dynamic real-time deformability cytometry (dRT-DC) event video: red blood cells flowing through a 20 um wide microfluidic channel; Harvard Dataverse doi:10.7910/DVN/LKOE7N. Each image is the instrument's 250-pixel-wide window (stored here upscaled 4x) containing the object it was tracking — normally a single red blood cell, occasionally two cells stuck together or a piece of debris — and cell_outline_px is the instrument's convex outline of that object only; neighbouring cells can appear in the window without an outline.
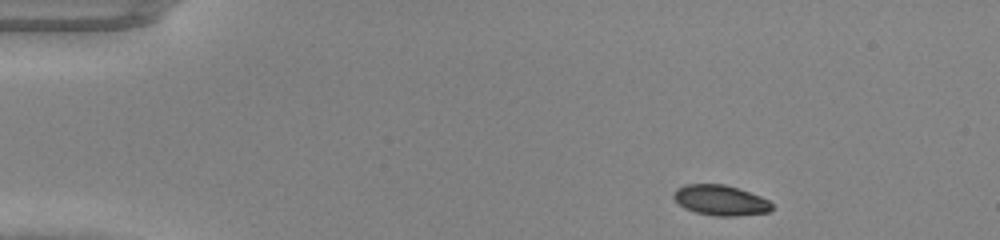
{"species": "common noctule bat (a hibernating species)", "species_latin": "Nyctalus noctula", "temperature_condition": "warm", "stored_images_in_passage": 42, "camera_frame_rate_fps": 3000, "um_per_image_px": 0.085, "animal": {"sex": "male", "body_mass_g": 20.0, "forearm_length_mm": 53.3}, "frame": {"image": 1, "passage_image": 1, "time_ms": 0.0, "image_size_px": [1000, 240], "cell_outline_px": [[776, 208], [768, 212], [736, 216], [712, 216], [696, 212], [684, 208], [672, 196], [672, 192], [676, 188], [684, 184], [724, 184], [760, 196], [768, 200]], "centroid_in_image_um": [61.23, 17.02], "position_along_channel_um": 23.8, "area_um2": 17.46}}
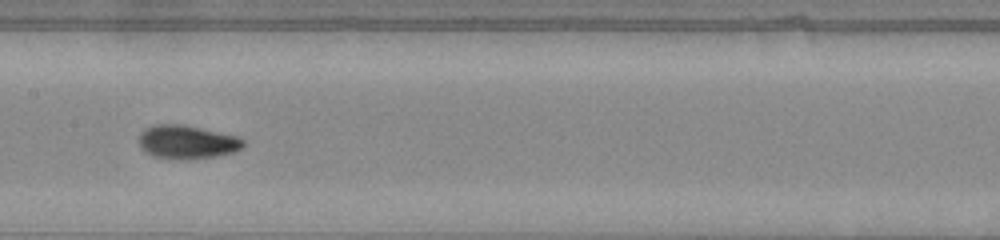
{"frame": {"image": 2, "passage_image": 19, "time_ms": 6.0, "image_size_px": [1000, 240], "cell_outline_px": [[244, 144], [236, 152], [216, 156], [188, 160], [152, 156], [140, 148], [136, 140], [140, 132], [144, 128], [152, 124], [184, 124], [236, 136], [244, 140]], "centroid_in_image_um": [15.83, 12.06], "position_along_channel_um": 191.6, "area_um2": 20.75}}
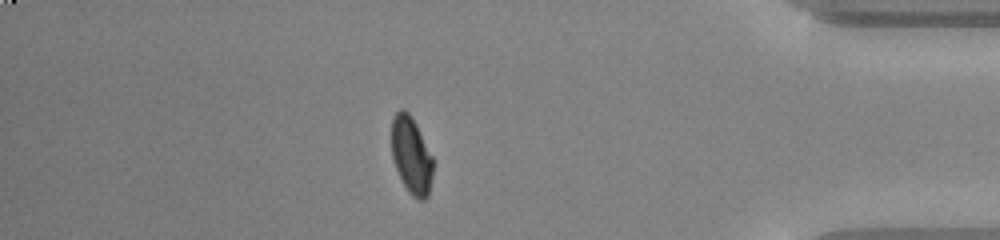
{"frame": {"image": 3, "passage_image": 36, "time_ms": 11.667, "image_size_px": [1000, 240], "cell_outline_px": [[432, 176], [428, 196], [424, 200], [416, 200], [408, 192], [396, 168], [392, 156], [392, 116], [400, 108], [404, 108], [412, 116], [432, 156]], "centroid_in_image_um": [34.96, 13.19], "position_along_channel_um": 400.2, "area_um2": 18.55}}